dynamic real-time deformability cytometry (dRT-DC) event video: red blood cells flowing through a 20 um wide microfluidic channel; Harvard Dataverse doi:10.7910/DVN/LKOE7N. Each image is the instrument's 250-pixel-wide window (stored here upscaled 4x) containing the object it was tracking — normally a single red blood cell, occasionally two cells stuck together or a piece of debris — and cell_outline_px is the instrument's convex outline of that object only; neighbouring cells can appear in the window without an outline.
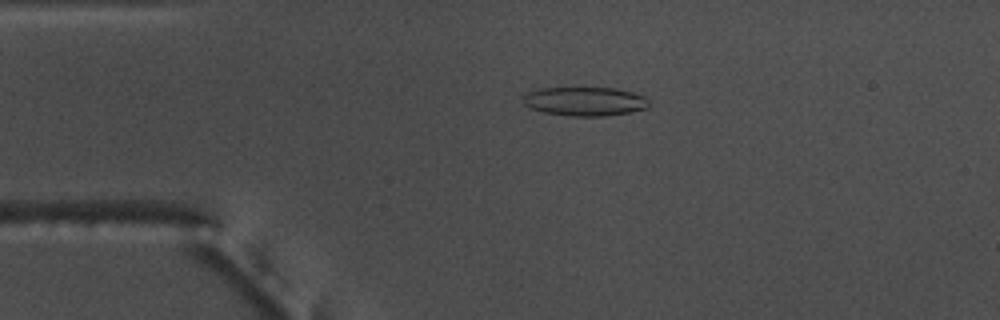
{"species": "common noctule bat (a hibernating species)", "species_latin": "Nyctalus noctula", "temperature_condition": "warm", "stored_images_in_passage": 39, "camera_frame_rate_fps": 3000, "um_per_image_px": 0.085, "animal": {"sex": "male", "body_mass_g": 17.5, "forearm_length_mm": 52.3}, "frame": {"image": 1, "passage_image": 1, "time_ms": 0.0, "image_size_px": [1000, 320], "cell_outline_px": [[648, 108], [628, 112], [604, 116], [568, 116], [544, 112], [532, 108], [524, 104], [524, 96], [528, 92], [540, 88], [616, 88], [648, 96]], "centroid_in_image_um": [49.75, 8.61], "position_along_channel_um": 35.2, "area_um2": 21.15}}
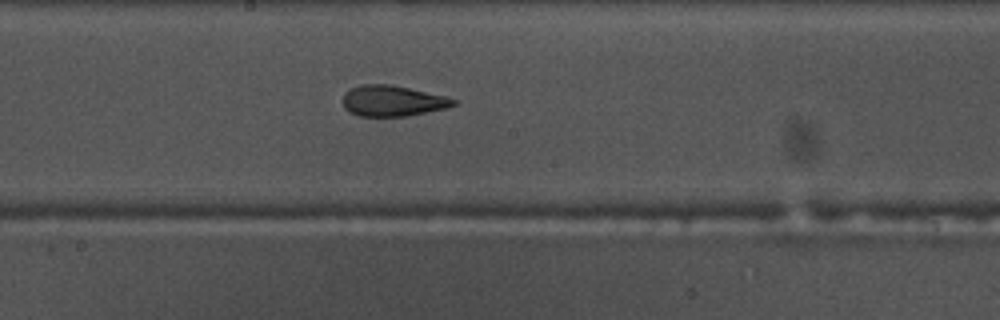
{"frame": {"image": 2, "passage_image": 18, "time_ms": 5.667, "image_size_px": [1000, 320], "cell_outline_px": [[456, 104], [448, 108], [408, 116], [360, 116], [348, 112], [344, 108], [344, 92], [360, 84], [388, 84], [448, 96], [456, 100]], "centroid_in_image_um": [33.39, 8.58], "position_along_channel_um": 214.8, "area_um2": 19.94}}
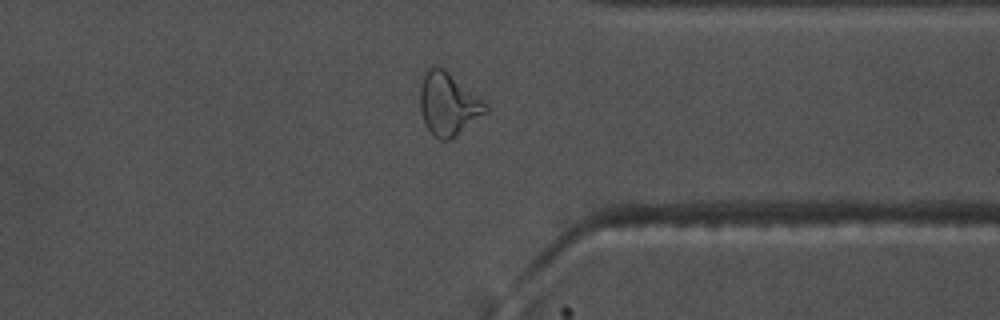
{"frame": {"image": 3, "passage_image": 31, "time_ms": 10.0, "image_size_px": [1000, 320], "cell_outline_px": [[488, 112], [448, 140], [440, 140], [432, 136], [420, 112], [420, 84], [428, 68], [432, 64], [436, 64], [444, 68], [488, 104]], "centroid_in_image_um": [38.09, 8.81], "position_along_channel_um": 373.3, "area_um2": 23.93}, "authors_computed_cell_mechanics": {"area_um2": 19.9988, "velocity_mm_per_s": 3.7604, "shape_relaxation_time_tau1_ms": 6.7871, "shape_relaxation_time_tau2_ms": 2.3329, "deformation_change_tau1": 0.2294, "deformation_change_tau2": 0.1112}}